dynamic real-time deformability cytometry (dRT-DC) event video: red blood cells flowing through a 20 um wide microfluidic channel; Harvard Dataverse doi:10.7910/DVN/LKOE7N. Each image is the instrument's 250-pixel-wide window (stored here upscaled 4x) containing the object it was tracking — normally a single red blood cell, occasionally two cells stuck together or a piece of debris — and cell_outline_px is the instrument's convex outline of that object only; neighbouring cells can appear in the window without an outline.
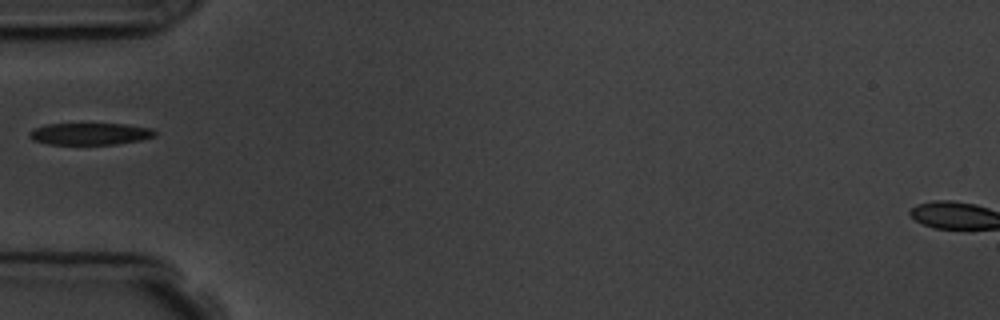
{"species": "common noctule bat (a hibernating species)", "species_latin": "Nyctalus noctula", "temperature_condition": "room temperature", "stored_images_in_passage": 1, "camera_frame_rate_fps": 3000, "um_per_image_px": 0.085, "animal": {"sex": "male", "body_mass_g": 19.5, "forearm_length_mm": 54.6}, "frame": {"image": 1, "passage_image": 1, "time_ms": 0.0, "image_size_px": [1000, 320], "cell_outline_px": [[156, 136], [140, 140], [116, 144], [48, 144], [32, 140], [28, 136], [28, 132], [32, 128], [44, 124], [128, 124], [152, 128], [156, 132]], "centroid_in_image_um": [7.62, 11.37], "position_along_channel_um": 77.4, "area_um2": 16.18}}